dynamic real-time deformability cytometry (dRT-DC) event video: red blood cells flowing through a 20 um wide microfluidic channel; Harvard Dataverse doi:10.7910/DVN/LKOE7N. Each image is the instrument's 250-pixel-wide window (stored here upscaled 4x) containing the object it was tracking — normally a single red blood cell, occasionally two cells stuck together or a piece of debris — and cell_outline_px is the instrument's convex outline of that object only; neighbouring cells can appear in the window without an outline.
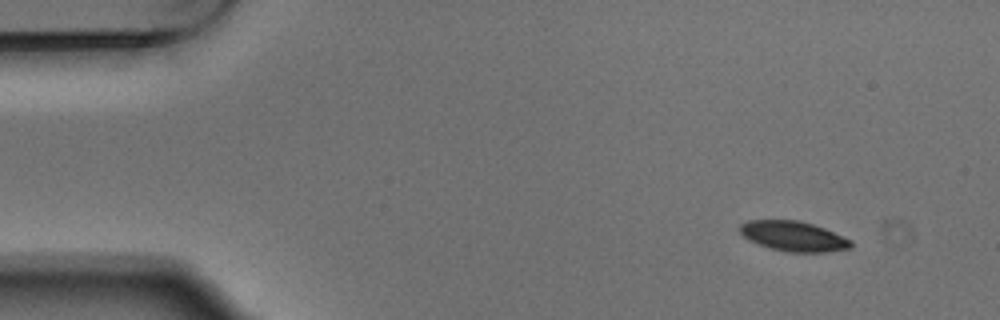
{"species": "Egyptian fruit bat (a non-hibernating species)", "species_latin": "Rousettus aegyptiacus", "temperature_condition": "warm", "stored_images_in_passage": 4, "camera_frame_rate_fps": 3000, "um_per_image_px": 0.085, "animal": {"sex": "male"}, "frame": {"image": 1, "passage_image": 1, "time_ms": 0.0, "image_size_px": [1000, 320], "cell_outline_px": [[852, 248], [824, 252], [784, 252], [768, 248], [748, 240], [736, 228], [740, 224], [748, 220], [800, 220], [824, 228], [852, 240]], "centroid_in_image_um": [67.41, 20.08], "position_along_channel_um": 17.6, "area_um2": 19.65}}
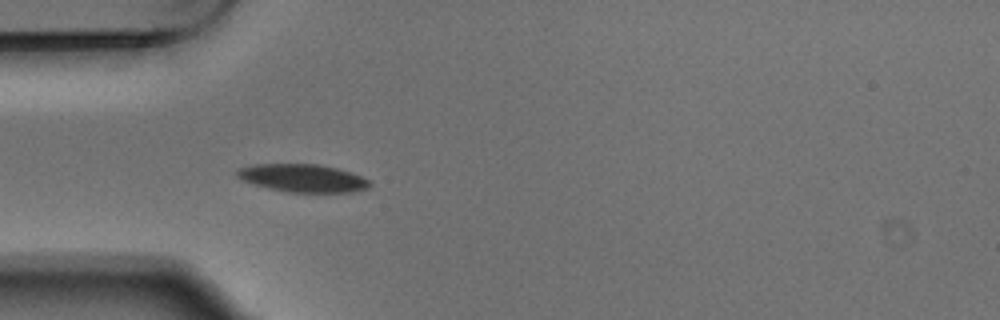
{"frame": {"image": 2, "passage_image": 4, "time_ms": 1.0, "image_size_px": [1000, 320], "cell_outline_px": [[372, 184], [368, 188], [352, 192], [288, 192], [268, 188], [244, 180], [236, 176], [236, 172], [240, 168], [256, 164], [320, 164], [336, 168], [360, 176], [368, 180]], "centroid_in_image_um": [25.75, 15.14], "position_along_channel_um": 59.3, "area_um2": 21.27}}